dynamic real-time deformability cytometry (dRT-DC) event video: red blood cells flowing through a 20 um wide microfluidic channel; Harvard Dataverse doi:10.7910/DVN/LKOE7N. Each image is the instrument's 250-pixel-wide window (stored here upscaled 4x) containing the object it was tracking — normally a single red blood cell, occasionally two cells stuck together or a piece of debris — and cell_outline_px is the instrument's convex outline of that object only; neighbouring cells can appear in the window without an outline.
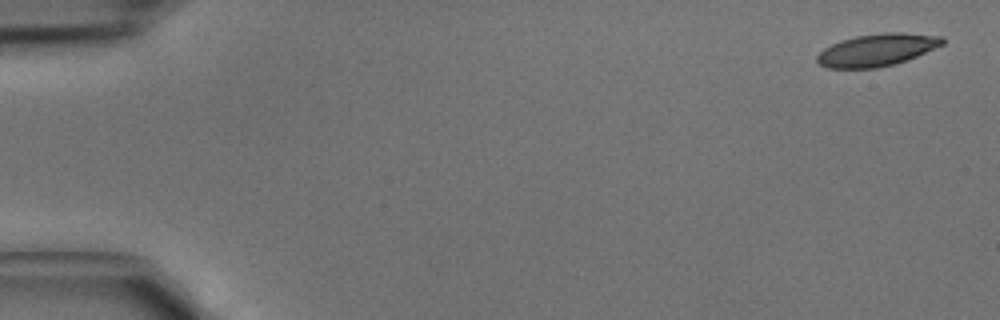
{"species": "common noctule bat (a hibernating species)", "species_latin": "Nyctalus noctula", "temperature_condition": "cold", "stored_images_in_passage": 2, "camera_frame_rate_fps": 3000, "um_per_image_px": 0.085, "animal": {"sex": "male", "body_mass_g": 15.6}, "frame": {"image": 1, "passage_image": 1, "time_ms": 0.0, "image_size_px": [1000, 320], "cell_outline_px": [[944, 44], [916, 56], [892, 64], [876, 68], [828, 68], [820, 64], [816, 60], [816, 56], [824, 48], [840, 40], [856, 36], [884, 32], [900, 32], [944, 36]], "centroid_in_image_um": [74.54, 4.23], "position_along_channel_um": 10.5, "area_um2": 23.47}}